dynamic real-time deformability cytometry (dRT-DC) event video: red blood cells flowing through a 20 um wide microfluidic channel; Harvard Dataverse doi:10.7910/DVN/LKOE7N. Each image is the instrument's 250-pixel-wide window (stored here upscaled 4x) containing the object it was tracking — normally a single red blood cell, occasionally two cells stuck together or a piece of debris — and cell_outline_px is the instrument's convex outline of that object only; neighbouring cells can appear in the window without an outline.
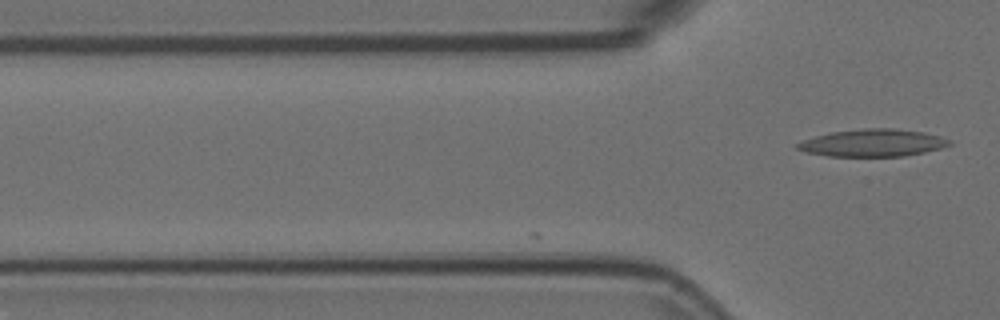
{"species": "Egyptian fruit bat (a non-hibernating species)", "species_latin": "Rousettus aegyptiacus", "temperature_condition": "room temperature", "stored_images_in_passage": 15, "camera_frame_rate_fps": 3000, "um_per_image_px": 0.085, "animal": {"sex": "female"}, "frame": {"image": 1, "passage_image": 15, "time_ms": 4.667, "image_size_px": [1000, 320], "cell_outline_px": [[952, 144], [940, 148], [924, 152], [904, 156], [828, 156], [804, 152], [796, 148], [796, 144], [804, 140], [816, 136], [832, 132], [864, 128], [896, 128], [924, 132], [940, 136], [952, 140]], "centroid_in_image_um": [74.21, 12.14], "position_along_channel_um": 51.6, "area_um2": 24.22}}